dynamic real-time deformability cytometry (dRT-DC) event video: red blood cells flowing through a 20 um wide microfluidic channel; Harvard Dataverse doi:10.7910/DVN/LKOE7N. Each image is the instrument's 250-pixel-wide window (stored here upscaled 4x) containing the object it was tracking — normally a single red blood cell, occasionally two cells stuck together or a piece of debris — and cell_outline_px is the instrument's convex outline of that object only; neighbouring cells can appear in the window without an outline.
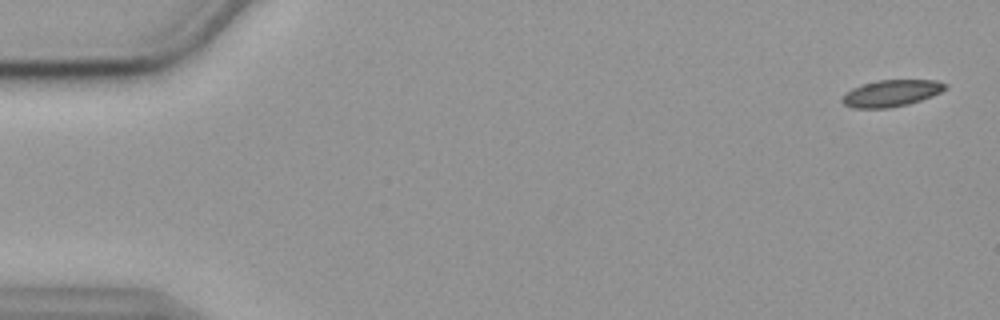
{"species": "common noctule bat (a hibernating species)", "species_latin": "Nyctalus noctula", "temperature_condition": "cold", "stored_images_in_passage": 57, "camera_frame_rate_fps": 3000, "um_per_image_px": 0.085, "animal": {"sex": "female", "body_mass_g": 19.9}, "frame": {"image": 1, "passage_image": 2, "time_ms": 0.333, "image_size_px": [1000, 320], "cell_outline_px": [[948, 88], [932, 96], [908, 104], [888, 108], [852, 108], [844, 104], [840, 100], [844, 92], [860, 84], [876, 80], [936, 80], [948, 84]], "centroid_in_image_um": [75.73, 7.91], "position_along_channel_um": 9.3, "area_um2": 16.24}}
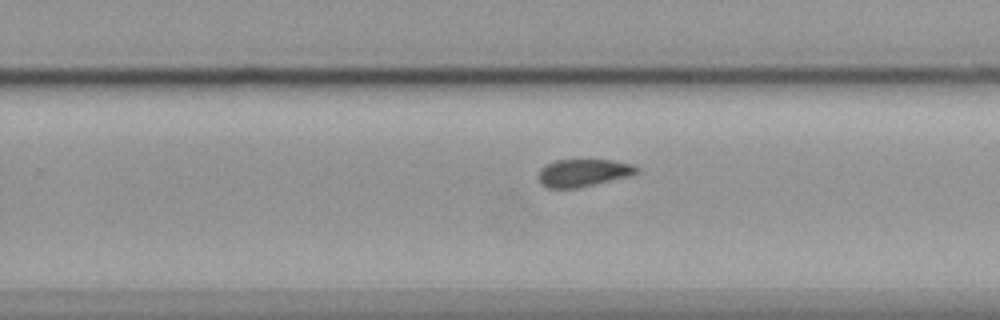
{"frame": {"image": 2, "passage_image": 36, "time_ms": 11.667, "image_size_px": [1000, 320], "cell_outline_px": [[640, 168], [636, 172], [628, 176], [576, 188], [548, 188], [540, 184], [536, 176], [540, 168], [544, 164], [556, 160], [612, 160], [632, 164]], "centroid_in_image_um": [49.49, 14.68], "position_along_channel_um": 280.3, "area_um2": 15.78}}
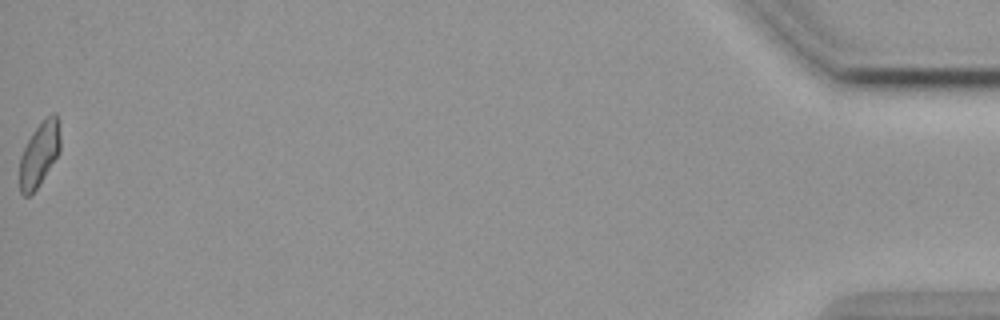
{"frame": {"image": 3, "passage_image": 57, "time_ms": 18.667, "image_size_px": [1000, 320], "cell_outline_px": [[60, 152], [36, 188], [28, 196], [24, 196], [20, 192], [20, 156], [32, 132], [52, 112], [56, 112], [60, 120]], "centroid_in_image_um": [3.37, 13.05], "position_along_channel_um": 431.8, "area_um2": 15.14}, "authors_computed_cell_mechanics": {"area_um2": 16.4152, "velocity_mm_per_s": 3.5593, "shape_relaxation_time_tau1_ms": 6.6257, "shape_relaxation_time_tau2_ms": null, "deformation_change_tau1": 0.1264, "deformation_change_tau2": null}}